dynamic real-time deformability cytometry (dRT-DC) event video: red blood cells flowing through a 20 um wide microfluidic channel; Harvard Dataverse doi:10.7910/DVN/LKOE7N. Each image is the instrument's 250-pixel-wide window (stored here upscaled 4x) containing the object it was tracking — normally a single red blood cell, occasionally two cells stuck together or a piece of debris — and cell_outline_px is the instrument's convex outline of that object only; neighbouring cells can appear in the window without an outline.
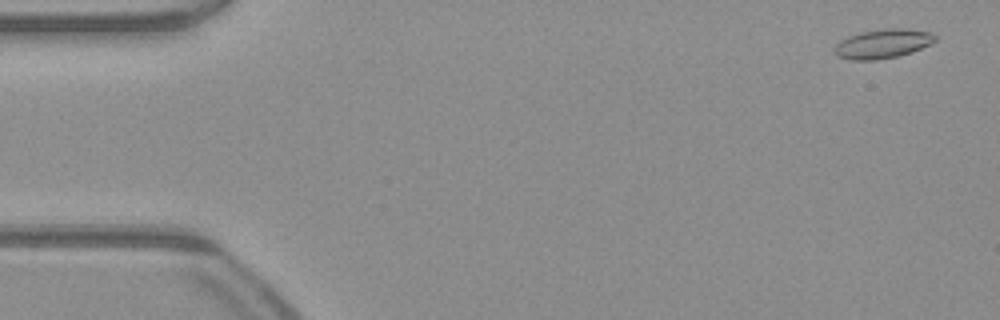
{"species": "common noctule bat (a hibernating species)", "species_latin": "Nyctalus noctula", "temperature_condition": "warm", "stored_images_in_passage": 51, "camera_frame_rate_fps": 3000, "um_per_image_px": 0.085, "animal": {"sex": "male", "body_mass_g": 23.1, "forearm_length_mm": 52.7}, "frame": {"image": 1, "passage_image": 2, "time_ms": 0.333, "image_size_px": [1000, 320], "cell_outline_px": [[936, 40], [912, 52], [896, 56], [876, 60], [852, 60], [836, 56], [836, 44], [840, 40], [848, 36], [860, 32], [884, 28], [904, 28], [932, 32], [936, 36]], "centroid_in_image_um": [75.03, 3.7], "position_along_channel_um": 10.0, "area_um2": 17.05}}
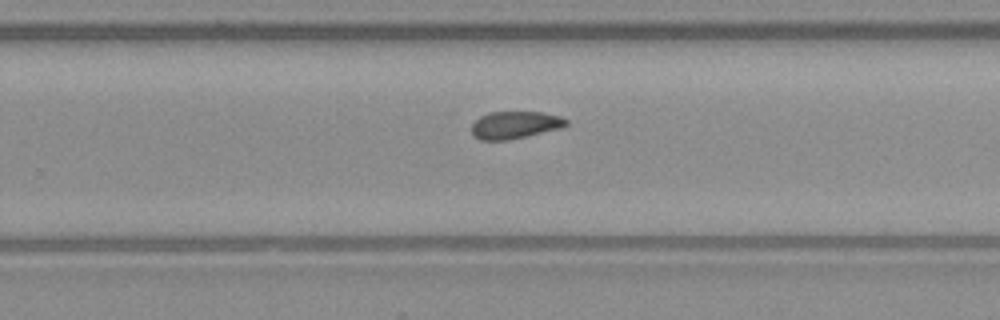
{"frame": {"image": 2, "passage_image": 32, "time_ms": 10.333, "image_size_px": [1000, 320], "cell_outline_px": [[568, 124], [564, 128], [508, 140], [480, 140], [472, 132], [472, 124], [480, 116], [488, 112], [540, 112], [560, 116], [568, 120]], "centroid_in_image_um": [43.81, 10.62], "position_along_channel_um": 286.0, "area_um2": 15.14}}
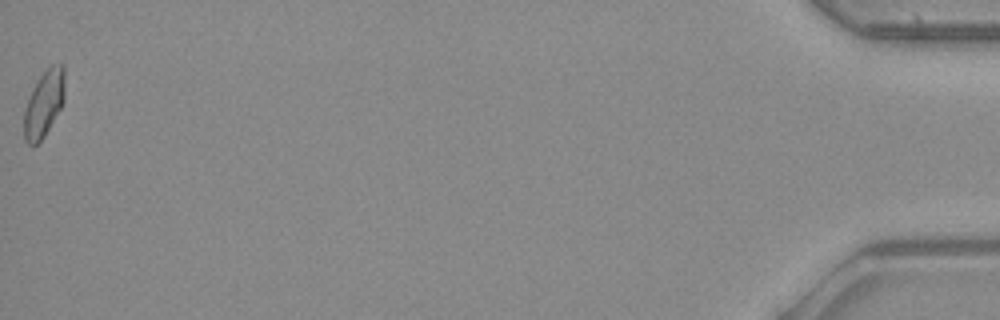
{"frame": {"image": 3, "passage_image": 51, "time_ms": 16.667, "image_size_px": [1000, 320], "cell_outline_px": [[64, 100], [60, 108], [44, 136], [36, 144], [28, 144], [24, 140], [24, 108], [32, 88], [40, 76], [52, 64], [64, 64]], "centroid_in_image_um": [3.72, 8.79], "position_along_channel_um": 431.5, "area_um2": 15.61}, "authors_computed_cell_mechanics": {"area_um2": 15.7794, "velocity_mm_per_s": 4.0512, "shape_relaxation_time_tau1_ms": null, "shape_relaxation_time_tau2_ms": 3.9286, "deformation_change_tau1": null, "deformation_change_tau2": 0.0961}}